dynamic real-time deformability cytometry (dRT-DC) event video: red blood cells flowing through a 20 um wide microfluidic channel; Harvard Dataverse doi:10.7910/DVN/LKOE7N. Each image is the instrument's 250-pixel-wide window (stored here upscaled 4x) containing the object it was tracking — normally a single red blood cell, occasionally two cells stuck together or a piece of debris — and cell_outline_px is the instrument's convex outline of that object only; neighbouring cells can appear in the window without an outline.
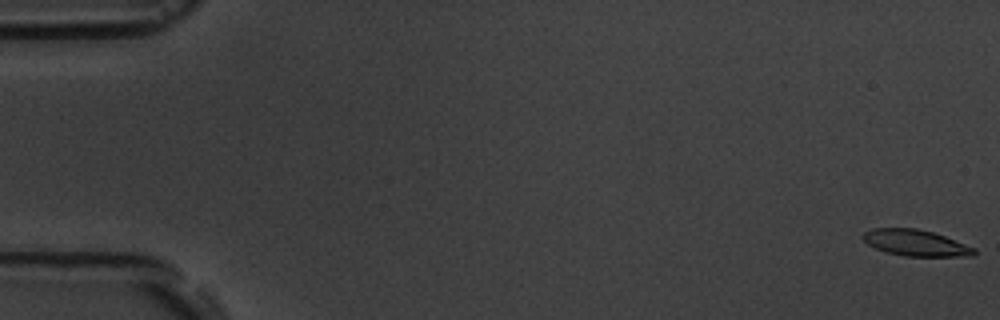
{"species": "common noctule bat (a hibernating species)", "species_latin": "Nyctalus noctula", "temperature_condition": "room temperature", "stored_images_in_passage": 11, "camera_frame_rate_fps": 3000, "um_per_image_px": 0.085, "animal": {"sex": "male", "body_mass_g": 19.5, "forearm_length_mm": 54.6}, "frame": {"image": 1, "passage_image": 1, "time_ms": 0.0, "image_size_px": [1000, 320], "cell_outline_px": [[976, 252], [972, 256], [904, 256], [884, 252], [868, 244], [860, 236], [864, 232], [872, 228], [916, 228], [932, 232], [944, 236], [976, 248]], "centroid_in_image_um": [77.8, 20.64], "position_along_channel_um": 7.2, "area_um2": 16.99}}
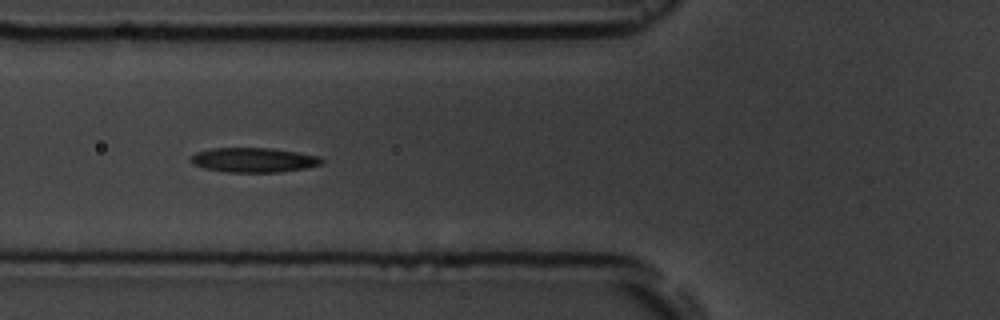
{"frame": {"image": 2, "passage_image": 7, "time_ms": 6.667, "image_size_px": [1000, 320], "cell_outline_px": [[324, 160], [320, 164], [304, 168], [280, 172], [228, 172], [204, 168], [192, 164], [188, 160], [196, 152], [212, 148], [272, 148], [320, 156]], "centroid_in_image_um": [21.53, 13.59], "position_along_channel_um": 104.3, "area_um2": 18.73}}
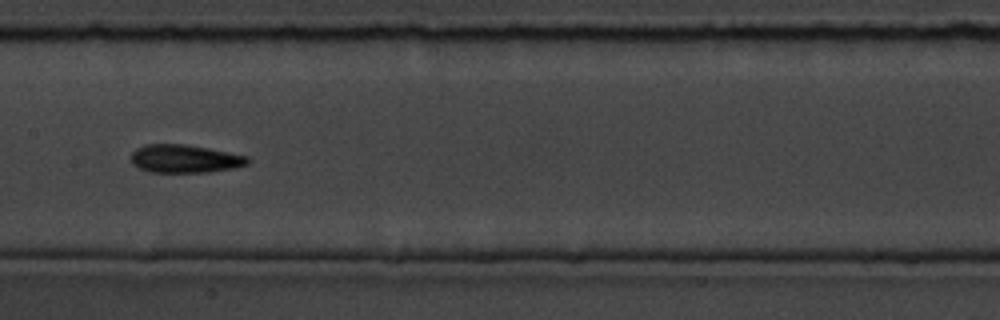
{"frame": {"image": 3, "passage_image": 9, "time_ms": 9.0, "image_size_px": [1000, 320], "cell_outline_px": [[252, 160], [248, 164], [236, 168], [208, 172], [148, 172], [132, 164], [132, 152], [136, 148], [148, 144], [184, 144], [208, 148], [248, 156]], "centroid_in_image_um": [15.74, 13.5], "position_along_channel_um": 191.7, "area_um2": 19.19}}